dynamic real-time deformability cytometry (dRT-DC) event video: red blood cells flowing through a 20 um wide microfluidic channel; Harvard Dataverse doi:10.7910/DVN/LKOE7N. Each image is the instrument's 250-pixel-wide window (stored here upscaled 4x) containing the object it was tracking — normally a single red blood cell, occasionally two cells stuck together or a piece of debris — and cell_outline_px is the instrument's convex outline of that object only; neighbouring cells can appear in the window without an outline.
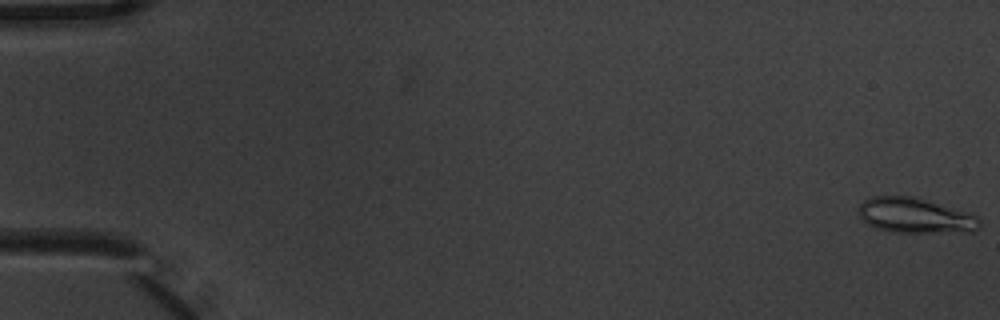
{"species": "common noctule bat (a hibernating species)", "species_latin": "Nyctalus noctula", "temperature_condition": "warm", "stored_images_in_passage": 6, "camera_frame_rate_fps": 3000, "um_per_image_px": 0.085, "animal": {"sex": "male", "body_mass_g": 20.1, "forearm_length_mm": 53.5}, "frame": {"image": 1, "passage_image": 1, "time_ms": 0.0, "image_size_px": [1000, 320], "cell_outline_px": [[980, 228], [972, 232], [892, 232], [876, 228], [868, 224], [856, 212], [856, 208], [864, 200], [872, 196], [912, 196], [976, 216], [980, 220]], "centroid_in_image_um": [77.73, 18.33], "position_along_channel_um": 7.3, "area_um2": 24.51}}